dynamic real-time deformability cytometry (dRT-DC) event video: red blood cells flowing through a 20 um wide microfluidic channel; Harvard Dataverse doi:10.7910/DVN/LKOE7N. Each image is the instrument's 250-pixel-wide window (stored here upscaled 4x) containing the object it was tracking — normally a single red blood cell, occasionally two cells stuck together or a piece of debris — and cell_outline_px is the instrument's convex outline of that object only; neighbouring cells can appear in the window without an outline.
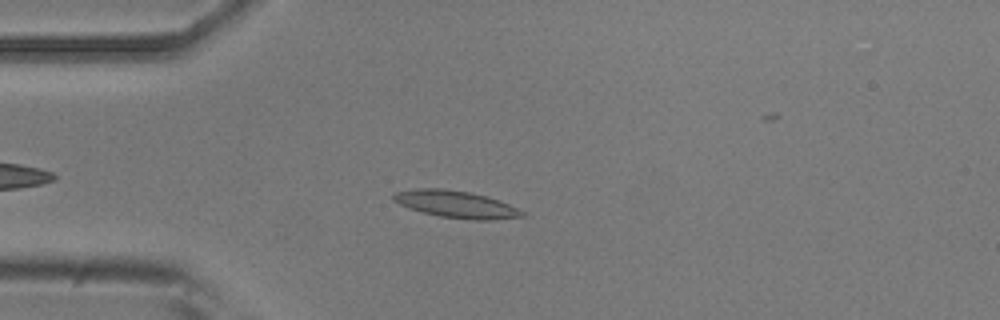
{"species": "common noctule bat (a hibernating species)", "species_latin": "Nyctalus noctula", "temperature_condition": "room temperature", "stored_images_in_passage": 46, "camera_frame_rate_fps": 3000, "um_per_image_px": 0.085, "animal": {"sex": "male", "body_mass_g": 20.5, "forearm_length_mm": 52.5}, "frame": {"image": 1, "passage_image": 7, "time_ms": 2.0, "image_size_px": [1000, 320], "cell_outline_px": [[524, 216], [488, 220], [472, 220], [440, 216], [408, 208], [392, 200], [392, 196], [396, 192], [416, 188], [440, 188], [468, 192], [488, 196], [500, 200], [524, 212]], "centroid_in_image_um": [38.74, 17.35], "position_along_channel_um": 46.3, "area_um2": 20.11}}
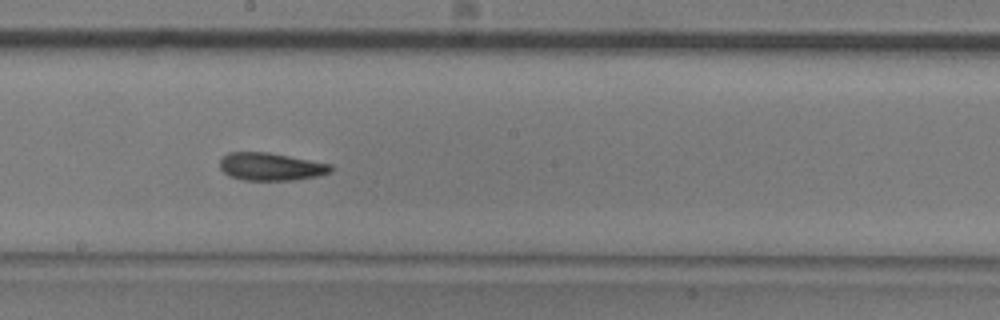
{"frame": {"image": 2, "passage_image": 22, "time_ms": 7.0, "image_size_px": [1000, 320], "cell_outline_px": [[332, 172], [316, 176], [292, 180], [244, 180], [228, 176], [220, 168], [220, 160], [228, 152], [268, 152], [332, 164]], "centroid_in_image_um": [23.01, 14.16], "position_along_channel_um": 225.2, "area_um2": 17.92}}
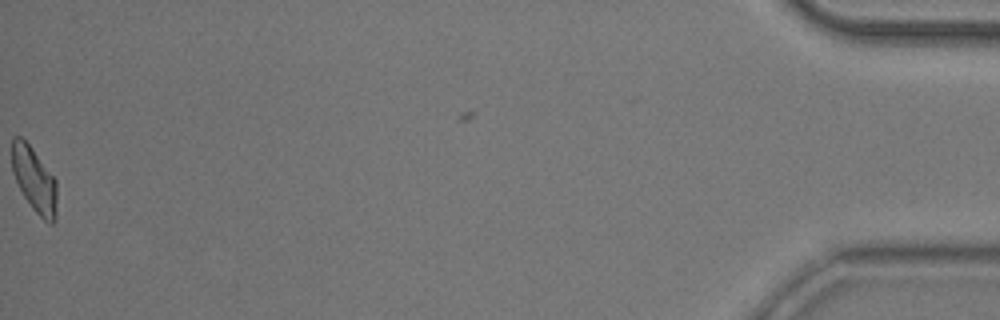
{"frame": {"image": 3, "passage_image": 46, "time_ms": 15.0, "image_size_px": [1000, 320], "cell_outline_px": [[56, 220], [52, 224], [48, 224], [32, 208], [24, 196], [12, 172], [12, 136], [20, 136], [32, 148], [56, 180]], "centroid_in_image_um": [2.91, 15.29], "position_along_channel_um": 432.3, "area_um2": 16.88}, "authors_computed_cell_mechanics": {"area_um2": 17.9758, "velocity_mm_per_s": 3.8625, "shape_relaxation_time_tau1_ms": 5.997, "shape_relaxation_time_tau2_ms": 4.4157, "deformation_change_tau1": 0.1578, "deformation_change_tau2": 0.1323}}